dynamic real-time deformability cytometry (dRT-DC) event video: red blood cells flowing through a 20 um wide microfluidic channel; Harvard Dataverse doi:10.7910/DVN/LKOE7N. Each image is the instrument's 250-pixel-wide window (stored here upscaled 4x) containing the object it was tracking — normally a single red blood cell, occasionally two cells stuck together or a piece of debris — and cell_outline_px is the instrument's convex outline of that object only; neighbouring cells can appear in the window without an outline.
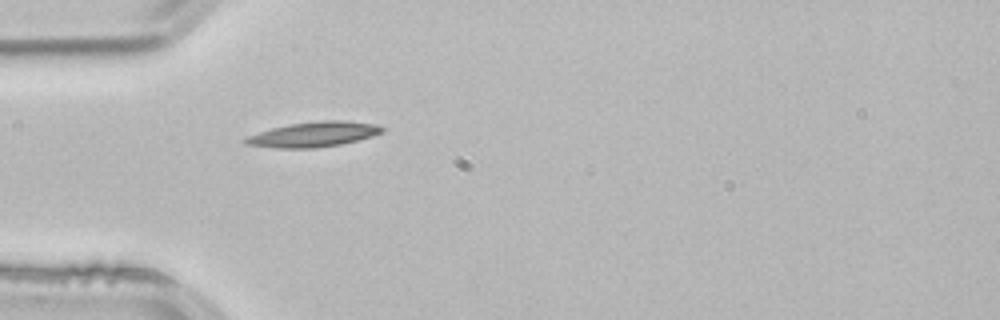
{"species": "common noctule bat (a hibernating species)", "species_latin": "Nyctalus noctula", "temperature_condition": "room temperature", "stored_images_in_passage": 3, "camera_frame_rate_fps": 3000, "um_per_image_px": 0.085, "animal": {"sex": "male", "body_mass_g": 21.5, "forearm_length_mm": 52.0}, "frame": {"image": 1, "passage_image": 3, "time_ms": 0.667, "image_size_px": [1000, 320], "cell_outline_px": [[384, 132], [372, 136], [340, 144], [316, 148], [276, 148], [244, 144], [244, 140], [248, 136], [272, 128], [288, 124], [320, 120], [348, 120], [376, 124], [384, 128]], "centroid_in_image_um": [26.68, 11.41], "position_along_channel_um": 58.3, "area_um2": 19.94}}